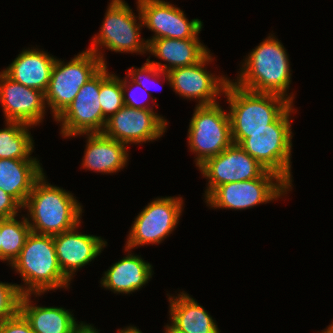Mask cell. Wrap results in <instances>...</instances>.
<instances>
[{
  "instance_id": "cell-3",
  "label": "cell",
  "mask_w": 333,
  "mask_h": 333,
  "mask_svg": "<svg viewBox=\"0 0 333 333\" xmlns=\"http://www.w3.org/2000/svg\"><path fill=\"white\" fill-rule=\"evenodd\" d=\"M19 273L23 285H18L22 295L35 297L45 292L68 289L70 281L63 275L54 245V237L31 232L19 256L10 265Z\"/></svg>"
},
{
  "instance_id": "cell-24",
  "label": "cell",
  "mask_w": 333,
  "mask_h": 333,
  "mask_svg": "<svg viewBox=\"0 0 333 333\" xmlns=\"http://www.w3.org/2000/svg\"><path fill=\"white\" fill-rule=\"evenodd\" d=\"M31 294L22 295L20 312L29 321L35 333H70L78 324L70 310L63 307L37 306Z\"/></svg>"
},
{
  "instance_id": "cell-38",
  "label": "cell",
  "mask_w": 333,
  "mask_h": 333,
  "mask_svg": "<svg viewBox=\"0 0 333 333\" xmlns=\"http://www.w3.org/2000/svg\"><path fill=\"white\" fill-rule=\"evenodd\" d=\"M0 261H1V234H0Z\"/></svg>"
},
{
  "instance_id": "cell-4",
  "label": "cell",
  "mask_w": 333,
  "mask_h": 333,
  "mask_svg": "<svg viewBox=\"0 0 333 333\" xmlns=\"http://www.w3.org/2000/svg\"><path fill=\"white\" fill-rule=\"evenodd\" d=\"M292 104L269 128L257 132H231L232 141L257 160L267 170L277 173L292 187L291 113Z\"/></svg>"
},
{
  "instance_id": "cell-14",
  "label": "cell",
  "mask_w": 333,
  "mask_h": 333,
  "mask_svg": "<svg viewBox=\"0 0 333 333\" xmlns=\"http://www.w3.org/2000/svg\"><path fill=\"white\" fill-rule=\"evenodd\" d=\"M198 169L203 177L209 180L205 198L222 184L256 179L267 170L235 143L206 160Z\"/></svg>"
},
{
  "instance_id": "cell-2",
  "label": "cell",
  "mask_w": 333,
  "mask_h": 333,
  "mask_svg": "<svg viewBox=\"0 0 333 333\" xmlns=\"http://www.w3.org/2000/svg\"><path fill=\"white\" fill-rule=\"evenodd\" d=\"M43 174L33 185L25 205L31 232L55 236L81 224L83 206L73 193L51 185Z\"/></svg>"
},
{
  "instance_id": "cell-23",
  "label": "cell",
  "mask_w": 333,
  "mask_h": 333,
  "mask_svg": "<svg viewBox=\"0 0 333 333\" xmlns=\"http://www.w3.org/2000/svg\"><path fill=\"white\" fill-rule=\"evenodd\" d=\"M38 159H0V189L22 207L34 183L45 174Z\"/></svg>"
},
{
  "instance_id": "cell-37",
  "label": "cell",
  "mask_w": 333,
  "mask_h": 333,
  "mask_svg": "<svg viewBox=\"0 0 333 333\" xmlns=\"http://www.w3.org/2000/svg\"><path fill=\"white\" fill-rule=\"evenodd\" d=\"M328 328L333 332V321L330 325H328Z\"/></svg>"
},
{
  "instance_id": "cell-10",
  "label": "cell",
  "mask_w": 333,
  "mask_h": 333,
  "mask_svg": "<svg viewBox=\"0 0 333 333\" xmlns=\"http://www.w3.org/2000/svg\"><path fill=\"white\" fill-rule=\"evenodd\" d=\"M104 65L79 90L73 102L54 120L60 123V135L64 138L79 134L102 133L106 118L99 102L101 82L109 75Z\"/></svg>"
},
{
  "instance_id": "cell-36",
  "label": "cell",
  "mask_w": 333,
  "mask_h": 333,
  "mask_svg": "<svg viewBox=\"0 0 333 333\" xmlns=\"http://www.w3.org/2000/svg\"><path fill=\"white\" fill-rule=\"evenodd\" d=\"M321 333H333L328 327L325 330H322Z\"/></svg>"
},
{
  "instance_id": "cell-20",
  "label": "cell",
  "mask_w": 333,
  "mask_h": 333,
  "mask_svg": "<svg viewBox=\"0 0 333 333\" xmlns=\"http://www.w3.org/2000/svg\"><path fill=\"white\" fill-rule=\"evenodd\" d=\"M124 248L127 255L111 265L100 282L101 287L116 294L138 291L148 283L154 272L152 265L142 259L141 255H134L130 249Z\"/></svg>"
},
{
  "instance_id": "cell-6",
  "label": "cell",
  "mask_w": 333,
  "mask_h": 333,
  "mask_svg": "<svg viewBox=\"0 0 333 333\" xmlns=\"http://www.w3.org/2000/svg\"><path fill=\"white\" fill-rule=\"evenodd\" d=\"M137 11L138 16L124 0H111L109 2L101 30L92 37L91 46L87 48L100 58L103 65H107V62L101 51L104 49L101 48L117 53L131 54H144L148 51L147 40L140 38V30L144 26L138 5ZM136 19L139 20L138 23Z\"/></svg>"
},
{
  "instance_id": "cell-21",
  "label": "cell",
  "mask_w": 333,
  "mask_h": 333,
  "mask_svg": "<svg viewBox=\"0 0 333 333\" xmlns=\"http://www.w3.org/2000/svg\"><path fill=\"white\" fill-rule=\"evenodd\" d=\"M210 50L200 42L199 38L173 39L159 38L148 43V51L154 57L166 62L147 60L158 69L169 72L178 67L190 66L198 63ZM168 63V64H167Z\"/></svg>"
},
{
  "instance_id": "cell-25",
  "label": "cell",
  "mask_w": 333,
  "mask_h": 333,
  "mask_svg": "<svg viewBox=\"0 0 333 333\" xmlns=\"http://www.w3.org/2000/svg\"><path fill=\"white\" fill-rule=\"evenodd\" d=\"M0 129V159H38L32 155L34 140L29 132L33 126L22 122L6 121Z\"/></svg>"
},
{
  "instance_id": "cell-28",
  "label": "cell",
  "mask_w": 333,
  "mask_h": 333,
  "mask_svg": "<svg viewBox=\"0 0 333 333\" xmlns=\"http://www.w3.org/2000/svg\"><path fill=\"white\" fill-rule=\"evenodd\" d=\"M18 285L0 281V322L13 317L20 310L22 294Z\"/></svg>"
},
{
  "instance_id": "cell-34",
  "label": "cell",
  "mask_w": 333,
  "mask_h": 333,
  "mask_svg": "<svg viewBox=\"0 0 333 333\" xmlns=\"http://www.w3.org/2000/svg\"><path fill=\"white\" fill-rule=\"evenodd\" d=\"M118 333H142L136 326H127L123 329H118Z\"/></svg>"
},
{
  "instance_id": "cell-15",
  "label": "cell",
  "mask_w": 333,
  "mask_h": 333,
  "mask_svg": "<svg viewBox=\"0 0 333 333\" xmlns=\"http://www.w3.org/2000/svg\"><path fill=\"white\" fill-rule=\"evenodd\" d=\"M143 26L155 34L146 39L147 43L159 38H199L203 28L200 19L189 21L184 11L164 0H137Z\"/></svg>"
},
{
  "instance_id": "cell-29",
  "label": "cell",
  "mask_w": 333,
  "mask_h": 333,
  "mask_svg": "<svg viewBox=\"0 0 333 333\" xmlns=\"http://www.w3.org/2000/svg\"><path fill=\"white\" fill-rule=\"evenodd\" d=\"M122 92L125 106L135 109H154V105H151L149 102H145V104L144 102H142L145 97H150V99L153 97L151 92H147L142 86H140L137 82L133 81L128 75H126L125 79H122Z\"/></svg>"
},
{
  "instance_id": "cell-19",
  "label": "cell",
  "mask_w": 333,
  "mask_h": 333,
  "mask_svg": "<svg viewBox=\"0 0 333 333\" xmlns=\"http://www.w3.org/2000/svg\"><path fill=\"white\" fill-rule=\"evenodd\" d=\"M55 56L38 48L23 49L2 71L13 81L45 94L48 89Z\"/></svg>"
},
{
  "instance_id": "cell-33",
  "label": "cell",
  "mask_w": 333,
  "mask_h": 333,
  "mask_svg": "<svg viewBox=\"0 0 333 333\" xmlns=\"http://www.w3.org/2000/svg\"><path fill=\"white\" fill-rule=\"evenodd\" d=\"M70 333H99V330H97L92 324H85L81 321Z\"/></svg>"
},
{
  "instance_id": "cell-17",
  "label": "cell",
  "mask_w": 333,
  "mask_h": 333,
  "mask_svg": "<svg viewBox=\"0 0 333 333\" xmlns=\"http://www.w3.org/2000/svg\"><path fill=\"white\" fill-rule=\"evenodd\" d=\"M79 226L53 236L59 265L70 282L75 272L95 260L107 245L101 236L79 233Z\"/></svg>"
},
{
  "instance_id": "cell-31",
  "label": "cell",
  "mask_w": 333,
  "mask_h": 333,
  "mask_svg": "<svg viewBox=\"0 0 333 333\" xmlns=\"http://www.w3.org/2000/svg\"><path fill=\"white\" fill-rule=\"evenodd\" d=\"M0 333H35L29 321L19 311L13 317L0 322Z\"/></svg>"
},
{
  "instance_id": "cell-11",
  "label": "cell",
  "mask_w": 333,
  "mask_h": 333,
  "mask_svg": "<svg viewBox=\"0 0 333 333\" xmlns=\"http://www.w3.org/2000/svg\"><path fill=\"white\" fill-rule=\"evenodd\" d=\"M182 197H158L136 216L129 231L125 247L132 249L156 245L175 230L183 211Z\"/></svg>"
},
{
  "instance_id": "cell-1",
  "label": "cell",
  "mask_w": 333,
  "mask_h": 333,
  "mask_svg": "<svg viewBox=\"0 0 333 333\" xmlns=\"http://www.w3.org/2000/svg\"><path fill=\"white\" fill-rule=\"evenodd\" d=\"M286 51L281 41L269 34L243 59L240 73L232 82L248 91L281 95L293 103L294 93L287 92L292 74Z\"/></svg>"
},
{
  "instance_id": "cell-30",
  "label": "cell",
  "mask_w": 333,
  "mask_h": 333,
  "mask_svg": "<svg viewBox=\"0 0 333 333\" xmlns=\"http://www.w3.org/2000/svg\"><path fill=\"white\" fill-rule=\"evenodd\" d=\"M134 67L135 66L129 68L126 74L133 81L137 82L140 86H142L147 92H149V87L147 86L148 81L149 82L154 81L156 84L157 80L164 78L163 80L165 81L167 80L168 84L170 85V77L168 75V72H164L158 69L156 66L151 64L147 59L146 62L141 66V68H134ZM143 78L146 79L147 83L144 81Z\"/></svg>"
},
{
  "instance_id": "cell-12",
  "label": "cell",
  "mask_w": 333,
  "mask_h": 333,
  "mask_svg": "<svg viewBox=\"0 0 333 333\" xmlns=\"http://www.w3.org/2000/svg\"><path fill=\"white\" fill-rule=\"evenodd\" d=\"M168 123L154 109L123 106L106 120L102 133L125 145L141 144L159 139Z\"/></svg>"
},
{
  "instance_id": "cell-16",
  "label": "cell",
  "mask_w": 333,
  "mask_h": 333,
  "mask_svg": "<svg viewBox=\"0 0 333 333\" xmlns=\"http://www.w3.org/2000/svg\"><path fill=\"white\" fill-rule=\"evenodd\" d=\"M0 104L5 121L22 122L30 126L39 125L45 116V94L13 81L0 72Z\"/></svg>"
},
{
  "instance_id": "cell-35",
  "label": "cell",
  "mask_w": 333,
  "mask_h": 333,
  "mask_svg": "<svg viewBox=\"0 0 333 333\" xmlns=\"http://www.w3.org/2000/svg\"><path fill=\"white\" fill-rule=\"evenodd\" d=\"M165 327V333H178L175 330H173L168 324L164 326Z\"/></svg>"
},
{
  "instance_id": "cell-9",
  "label": "cell",
  "mask_w": 333,
  "mask_h": 333,
  "mask_svg": "<svg viewBox=\"0 0 333 333\" xmlns=\"http://www.w3.org/2000/svg\"><path fill=\"white\" fill-rule=\"evenodd\" d=\"M187 135L189 150L195 154V164L199 167L233 143L229 113L219 102L196 105Z\"/></svg>"
},
{
  "instance_id": "cell-13",
  "label": "cell",
  "mask_w": 333,
  "mask_h": 333,
  "mask_svg": "<svg viewBox=\"0 0 333 333\" xmlns=\"http://www.w3.org/2000/svg\"><path fill=\"white\" fill-rule=\"evenodd\" d=\"M212 60L213 55L209 51L198 63L170 70L168 75L174 92L183 99H195L198 106L217 103L216 99L224 94L230 79L207 71L206 64Z\"/></svg>"
},
{
  "instance_id": "cell-7",
  "label": "cell",
  "mask_w": 333,
  "mask_h": 333,
  "mask_svg": "<svg viewBox=\"0 0 333 333\" xmlns=\"http://www.w3.org/2000/svg\"><path fill=\"white\" fill-rule=\"evenodd\" d=\"M292 187L277 173L266 170L259 178L216 187L206 198L210 208L246 210L278 200Z\"/></svg>"
},
{
  "instance_id": "cell-27",
  "label": "cell",
  "mask_w": 333,
  "mask_h": 333,
  "mask_svg": "<svg viewBox=\"0 0 333 333\" xmlns=\"http://www.w3.org/2000/svg\"><path fill=\"white\" fill-rule=\"evenodd\" d=\"M99 102L103 116L108 119L124 106L122 79L110 73L100 84Z\"/></svg>"
},
{
  "instance_id": "cell-22",
  "label": "cell",
  "mask_w": 333,
  "mask_h": 333,
  "mask_svg": "<svg viewBox=\"0 0 333 333\" xmlns=\"http://www.w3.org/2000/svg\"><path fill=\"white\" fill-rule=\"evenodd\" d=\"M169 319L168 324L178 333H220L216 321L194 298L186 292L177 296L168 295Z\"/></svg>"
},
{
  "instance_id": "cell-26",
  "label": "cell",
  "mask_w": 333,
  "mask_h": 333,
  "mask_svg": "<svg viewBox=\"0 0 333 333\" xmlns=\"http://www.w3.org/2000/svg\"><path fill=\"white\" fill-rule=\"evenodd\" d=\"M16 217L0 219L1 261L9 265L19 256L31 233L27 218L23 215L18 221Z\"/></svg>"
},
{
  "instance_id": "cell-8",
  "label": "cell",
  "mask_w": 333,
  "mask_h": 333,
  "mask_svg": "<svg viewBox=\"0 0 333 333\" xmlns=\"http://www.w3.org/2000/svg\"><path fill=\"white\" fill-rule=\"evenodd\" d=\"M103 66L100 58L88 49L66 63L56 58L45 92V103L50 107L54 120L73 102L80 88Z\"/></svg>"
},
{
  "instance_id": "cell-32",
  "label": "cell",
  "mask_w": 333,
  "mask_h": 333,
  "mask_svg": "<svg viewBox=\"0 0 333 333\" xmlns=\"http://www.w3.org/2000/svg\"><path fill=\"white\" fill-rule=\"evenodd\" d=\"M22 206L8 193L0 189V219L18 216Z\"/></svg>"
},
{
  "instance_id": "cell-18",
  "label": "cell",
  "mask_w": 333,
  "mask_h": 333,
  "mask_svg": "<svg viewBox=\"0 0 333 333\" xmlns=\"http://www.w3.org/2000/svg\"><path fill=\"white\" fill-rule=\"evenodd\" d=\"M86 135V148L82 158L83 169L93 172L112 174L122 170L128 162V146L103 133Z\"/></svg>"
},
{
  "instance_id": "cell-5",
  "label": "cell",
  "mask_w": 333,
  "mask_h": 333,
  "mask_svg": "<svg viewBox=\"0 0 333 333\" xmlns=\"http://www.w3.org/2000/svg\"><path fill=\"white\" fill-rule=\"evenodd\" d=\"M224 96L229 103L231 132H257L269 128L293 103L273 93H256L230 80Z\"/></svg>"
}]
</instances>
